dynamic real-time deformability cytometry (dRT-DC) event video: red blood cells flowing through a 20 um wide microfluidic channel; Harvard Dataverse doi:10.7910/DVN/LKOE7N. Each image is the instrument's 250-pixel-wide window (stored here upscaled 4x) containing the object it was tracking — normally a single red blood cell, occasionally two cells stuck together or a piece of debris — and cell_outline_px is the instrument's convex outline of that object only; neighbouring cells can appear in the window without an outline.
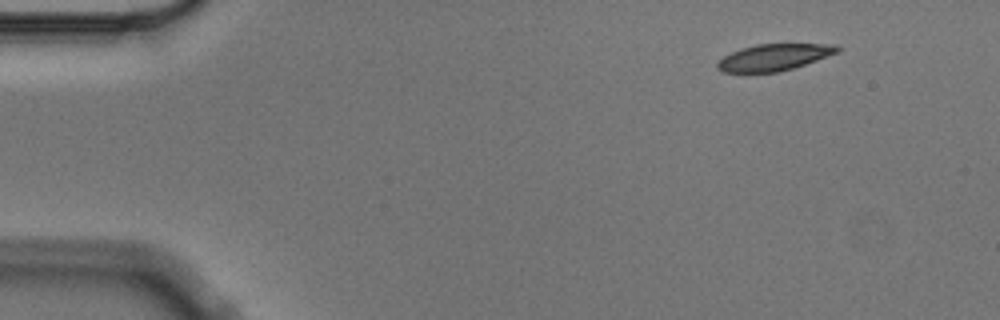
{"species": "Egyptian fruit bat (a non-hibernating species)", "species_latin": "Rousettus aegyptiacus", "temperature_condition": "cold", "stored_images_in_passage": 6, "segment_of_instrument_passage": [2, 2], "camera_frame_rate_fps": 3000, "um_per_image_px": 0.085, "animal": {"sex": "male"}, "frame": {"image": 1, "passage_image": 6, "time_ms": 1.667, "image_size_px": [1000, 320], "cell_outline_px": [[840, 52], [792, 68], [776, 72], [724, 72], [716, 68], [716, 64], [724, 56], [740, 48], [756, 44], [840, 44]], "centroid_in_image_um": [65.81, 4.85], "position_along_channel_um": 19.2, "area_um2": 18.5}}